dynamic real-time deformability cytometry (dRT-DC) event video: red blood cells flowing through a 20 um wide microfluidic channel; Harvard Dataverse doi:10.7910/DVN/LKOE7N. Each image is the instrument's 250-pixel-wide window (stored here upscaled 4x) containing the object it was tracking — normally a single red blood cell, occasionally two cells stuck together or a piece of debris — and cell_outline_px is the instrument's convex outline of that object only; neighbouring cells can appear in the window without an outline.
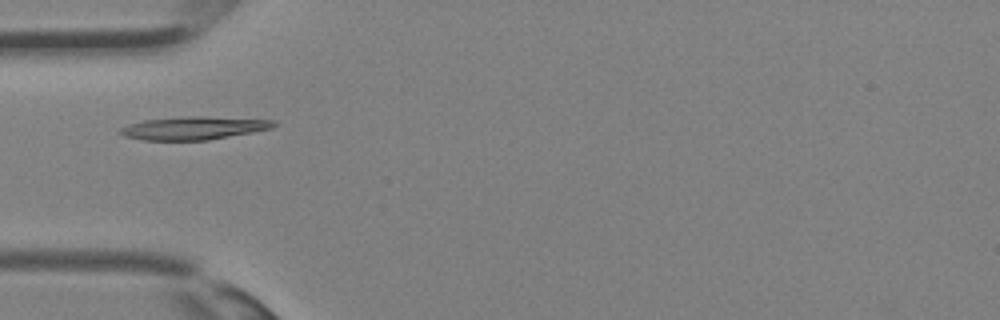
{"species": "Egyptian fruit bat (a non-hibernating species)", "species_latin": "Rousettus aegyptiacus", "temperature_condition": "room temperature", "stored_images_in_passage": 21, "camera_frame_rate_fps": 3000, "um_per_image_px": 0.085, "animal": {"sex": "female"}, "frame": {"image": 1, "passage_image": 1, "time_ms": 0.0, "image_size_px": [1000, 320], "cell_outline_px": [[280, 124], [272, 128], [252, 132], [208, 140], [144, 140], [124, 136], [120, 132], [120, 128], [128, 124], [144, 120], [180, 116], [200, 116], [272, 120]], "centroid_in_image_um": [16.46, 10.88], "position_along_channel_um": 68.5, "area_um2": 20.58}}
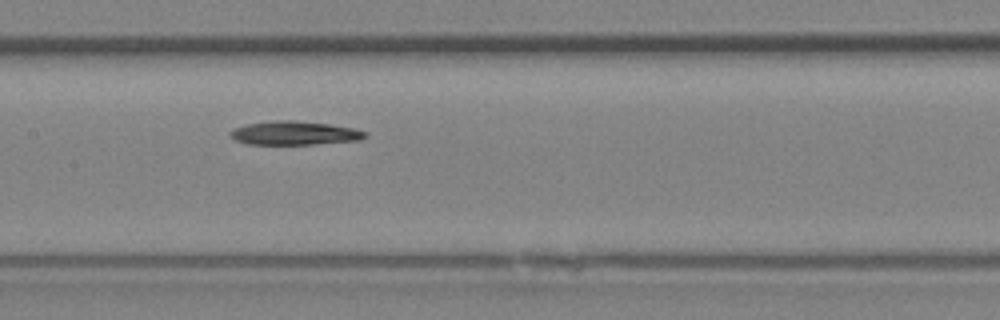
{"frame": {"image": 2, "passage_image": 7, "time_ms": 2.0, "image_size_px": [1000, 320], "cell_outline_px": [[368, 136], [360, 140], [316, 144], [248, 144], [236, 140], [228, 132], [232, 128], [248, 124], [276, 120], [292, 120], [328, 124], [356, 128], [368, 132]], "centroid_in_image_um": [25.08, 11.31], "position_along_channel_um": 182.3, "area_um2": 18.67}}
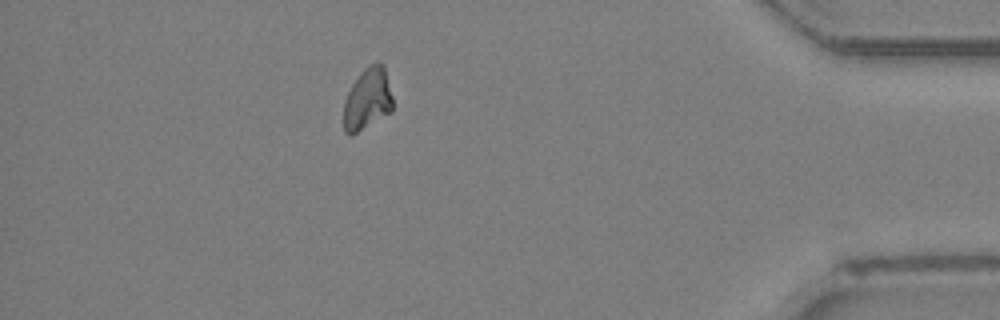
{"frame": {"image": 3, "passage_image": 21, "time_ms": 6.667, "image_size_px": [1000, 320], "cell_outline_px": [[392, 112], [352, 136], [348, 136], [344, 132], [344, 100], [352, 84], [360, 72], [364, 68], [376, 60], [380, 60], [384, 64], [392, 96]], "centroid_in_image_um": [31.24, 8.41], "position_along_channel_um": 404.0, "area_um2": 18.09}}